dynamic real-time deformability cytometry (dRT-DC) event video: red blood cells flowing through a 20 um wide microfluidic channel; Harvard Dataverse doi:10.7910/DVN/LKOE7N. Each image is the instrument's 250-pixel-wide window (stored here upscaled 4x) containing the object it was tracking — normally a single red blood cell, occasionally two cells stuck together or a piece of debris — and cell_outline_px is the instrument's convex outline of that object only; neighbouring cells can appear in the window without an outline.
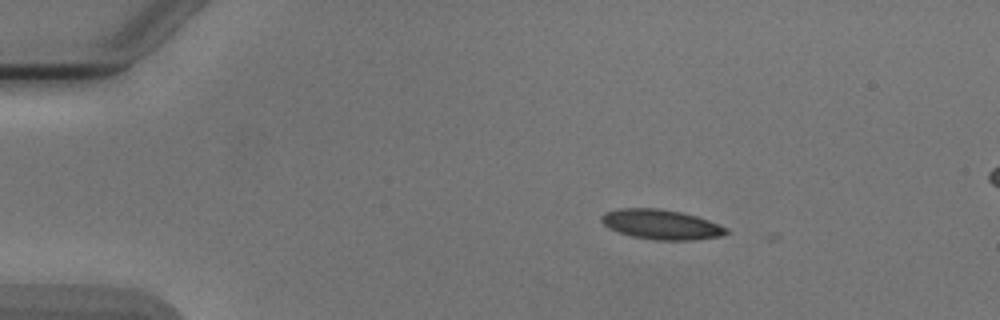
{"species": "Egyptian fruit bat (a non-hibernating species)", "species_latin": "Rousettus aegyptiacus", "temperature_condition": "cold", "stored_images_in_passage": 5, "camera_frame_rate_fps": 3000, "um_per_image_px": 0.085, "animal": {"sex": "male"}, "frame": {"image": 1, "passage_image": 1, "time_ms": 0.0, "image_size_px": [1000, 320], "cell_outline_px": [[732, 232], [724, 236], [692, 240], [656, 240], [632, 236], [608, 228], [600, 220], [600, 216], [604, 212], [620, 208], [660, 208], [680, 212], [696, 216], [708, 220], [728, 228]], "centroid_in_image_um": [56.23, 19.08], "position_along_channel_um": 28.8, "area_um2": 21.85}}